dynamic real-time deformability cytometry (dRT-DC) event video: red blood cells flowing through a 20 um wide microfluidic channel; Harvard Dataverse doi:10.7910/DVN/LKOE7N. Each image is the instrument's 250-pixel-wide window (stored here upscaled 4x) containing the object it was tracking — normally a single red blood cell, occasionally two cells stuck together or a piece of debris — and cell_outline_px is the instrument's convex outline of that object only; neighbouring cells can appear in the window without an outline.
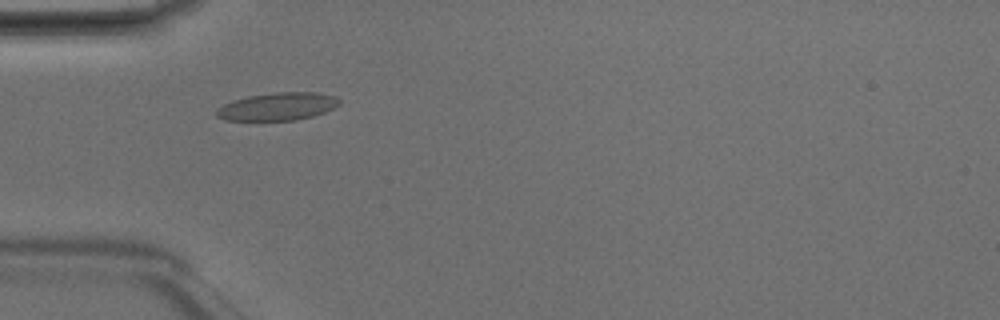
{"species": "Egyptian fruit bat (a non-hibernating species)", "species_latin": "Rousettus aegyptiacus", "temperature_condition": "room temperature", "stored_images_in_passage": 40, "camera_frame_rate_fps": 3000, "um_per_image_px": 0.085, "animal": {"sex": "male"}, "frame": {"image": 1, "passage_image": 7, "time_ms": 2.0, "image_size_px": [1000, 320], "cell_outline_px": [[340, 104], [324, 112], [312, 116], [296, 120], [224, 120], [216, 116], [216, 108], [232, 100], [248, 96], [276, 92], [316, 92], [336, 96], [340, 100]], "centroid_in_image_um": [23.58, 9.04], "position_along_channel_um": 61.4, "area_um2": 19.88}}
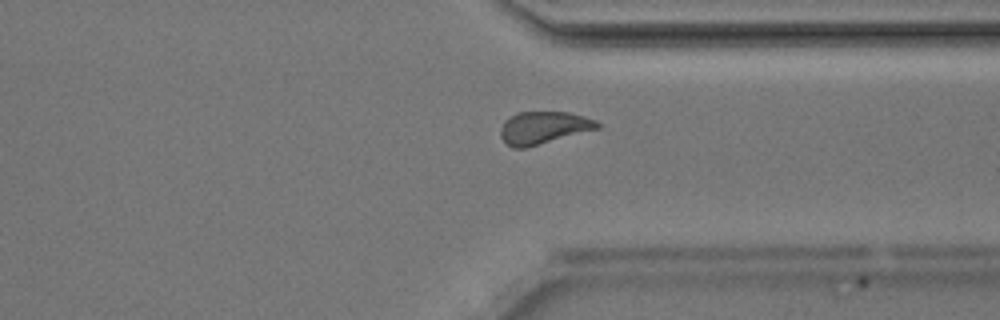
{"frame": {"image": 2, "passage_image": 29, "time_ms": 9.333, "image_size_px": [1000, 320], "cell_outline_px": [[600, 128], [524, 148], [512, 148], [500, 136], [500, 128], [504, 120], [516, 112], [568, 112], [584, 116], [596, 120], [600, 124]], "centroid_in_image_um": [46.18, 10.84], "position_along_channel_um": 365.2, "area_um2": 18.26}}
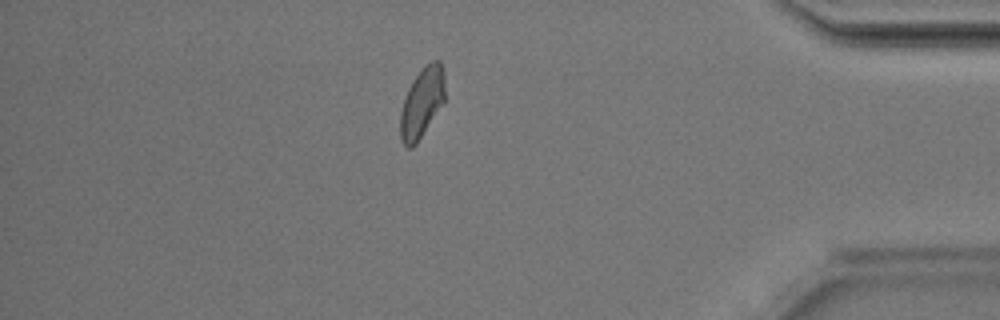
{"frame": {"image": 3, "passage_image": 34, "time_ms": 11.0, "image_size_px": [1000, 320], "cell_outline_px": [[444, 104], [416, 144], [412, 148], [408, 148], [400, 140], [400, 112], [408, 88], [412, 80], [424, 64], [432, 60], [440, 60], [444, 68]], "centroid_in_image_um": [35.87, 8.71], "position_along_channel_um": 399.3, "area_um2": 18.55}, "authors_computed_cell_mechanics": {"area_um2": 18.6116, "velocity_mm_per_s": 4.1641, "shape_relaxation_time_tau1_ms": 3.5108, "shape_relaxation_time_tau2_ms": 1.2394, "deformation_change_tau1": 0.1249, "deformation_change_tau2": 0.0567}}